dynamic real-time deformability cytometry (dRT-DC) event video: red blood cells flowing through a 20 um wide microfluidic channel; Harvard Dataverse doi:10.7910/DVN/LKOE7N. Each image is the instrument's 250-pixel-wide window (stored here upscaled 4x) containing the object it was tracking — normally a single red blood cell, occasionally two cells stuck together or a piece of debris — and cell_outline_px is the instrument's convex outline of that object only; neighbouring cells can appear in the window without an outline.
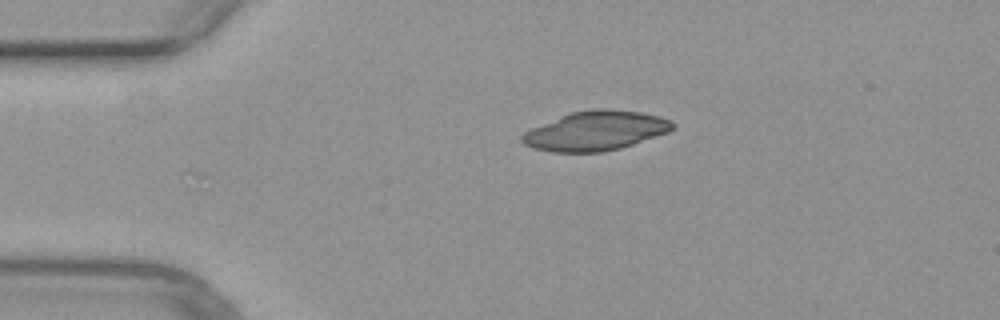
{"species": "common noctule bat (a hibernating species)", "species_latin": "Nyctalus noctula", "temperature_condition": "warm", "stored_images_in_passage": 4, "camera_frame_rate_fps": 3000, "um_per_image_px": 0.085, "animal": {"sex": "female", "body_mass_g": 29.2, "forearm_length_mm": 56.3}, "frame": {"image": 1, "passage_image": 1, "time_ms": 0.0, "image_size_px": [1000, 320], "cell_outline_px": [[676, 124], [668, 132], [620, 148], [604, 152], [552, 152], [532, 148], [524, 144], [520, 140], [520, 136], [524, 132], [532, 128], [560, 116], [572, 112], [592, 108], [604, 108], [640, 112], [660, 116], [672, 120]], "centroid_in_image_um": [50.62, 11.12], "position_along_channel_um": 34.4, "area_um2": 34.56}}